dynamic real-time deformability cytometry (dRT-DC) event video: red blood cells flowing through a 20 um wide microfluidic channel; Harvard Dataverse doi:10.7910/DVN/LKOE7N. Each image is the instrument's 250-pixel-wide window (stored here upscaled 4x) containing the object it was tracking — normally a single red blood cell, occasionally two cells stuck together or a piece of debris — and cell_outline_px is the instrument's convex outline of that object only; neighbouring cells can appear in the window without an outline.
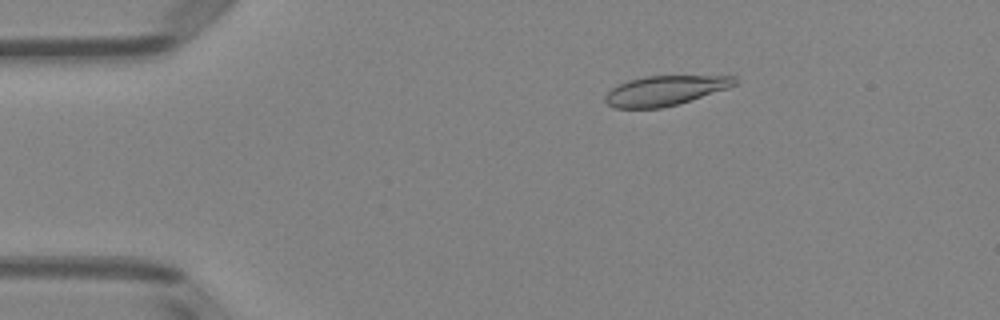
{"species": "Egyptian fruit bat (a non-hibernating species)", "species_latin": "Rousettus aegyptiacus", "temperature_condition": "room temperature", "stored_images_in_passage": 51, "camera_frame_rate_fps": 3000, "um_per_image_px": 0.085, "animal": {"sex": "female"}, "frame": {"image": 1, "passage_image": 9, "time_ms": 2.667, "image_size_px": [1000, 320], "cell_outline_px": [[736, 84], [728, 88], [680, 104], [660, 108], [616, 108], [608, 104], [604, 100], [604, 96], [612, 88], [628, 80], [644, 76], [736, 76]], "centroid_in_image_um": [56.53, 7.7], "position_along_channel_um": 28.5, "area_um2": 22.43}}
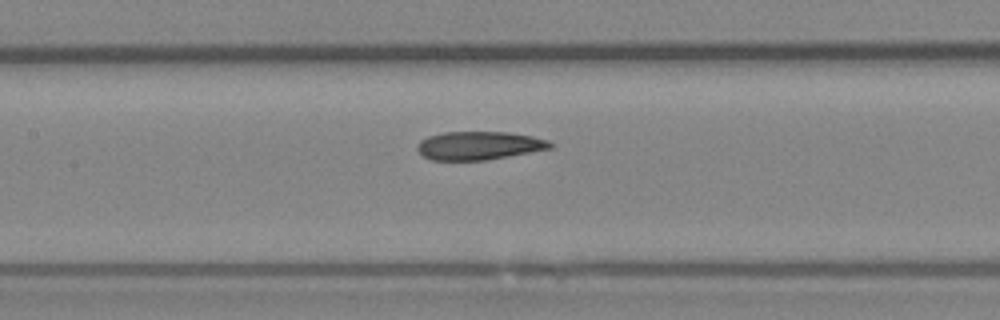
{"frame": {"image": 2, "passage_image": 24, "time_ms": 7.667, "image_size_px": [1000, 320], "cell_outline_px": [[556, 144], [552, 148], [484, 160], [432, 160], [424, 156], [416, 148], [416, 144], [420, 140], [428, 136], [444, 132], [508, 132], [532, 136], [548, 140]], "centroid_in_image_um": [40.71, 12.36], "position_along_channel_um": 166.7, "area_um2": 21.91}}
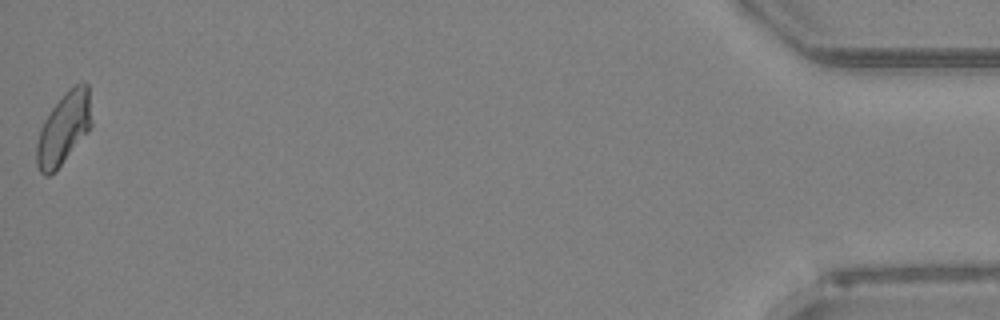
{"frame": {"image": 3, "passage_image": 51, "time_ms": 16.667, "image_size_px": [1000, 320], "cell_outline_px": [[92, 128], [60, 164], [48, 176], [44, 176], [40, 172], [36, 164], [36, 144], [40, 128], [44, 120], [52, 108], [64, 92], [72, 84], [84, 80], [88, 84], [92, 124]], "centroid_in_image_um": [5.43, 10.85], "position_along_channel_um": 429.8, "area_um2": 23.12}, "authors_computed_cell_mechanics": {"area_um2": 22.8888, "velocity_mm_per_s": 3.9747, "shape_relaxation_time_tau1_ms": 6.8092, "shape_relaxation_time_tau2_ms": 3.8237, "deformation_change_tau1": 0.1616, "deformation_change_tau2": 0.0936}}